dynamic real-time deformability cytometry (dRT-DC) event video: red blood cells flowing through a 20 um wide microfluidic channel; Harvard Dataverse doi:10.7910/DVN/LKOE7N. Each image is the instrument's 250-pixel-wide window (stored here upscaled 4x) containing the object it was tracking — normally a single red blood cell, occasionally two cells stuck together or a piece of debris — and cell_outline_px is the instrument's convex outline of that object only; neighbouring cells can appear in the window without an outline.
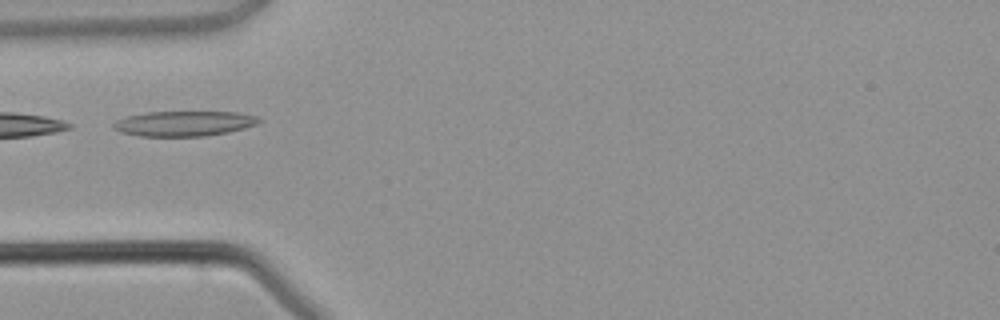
{"species": "common noctule bat (a hibernating species)", "species_latin": "Nyctalus noctula", "temperature_condition": "warm", "stored_images_in_passage": 2, "camera_frame_rate_fps": 3000, "um_per_image_px": 0.085, "animal": {"sex": "male", "body_mass_g": 21.5, "forearm_length_mm": 52.0}, "frame": {"image": 1, "passage_image": 2, "time_ms": 1.333, "image_size_px": [1000, 320], "cell_outline_px": [[264, 120], [256, 124], [244, 128], [228, 132], [204, 136], [140, 136], [120, 132], [112, 128], [112, 124], [116, 120], [128, 116], [148, 112], [236, 112], [256, 116]], "centroid_in_image_um": [15.64, 10.5], "position_along_channel_um": 69.4, "area_um2": 21.27}}